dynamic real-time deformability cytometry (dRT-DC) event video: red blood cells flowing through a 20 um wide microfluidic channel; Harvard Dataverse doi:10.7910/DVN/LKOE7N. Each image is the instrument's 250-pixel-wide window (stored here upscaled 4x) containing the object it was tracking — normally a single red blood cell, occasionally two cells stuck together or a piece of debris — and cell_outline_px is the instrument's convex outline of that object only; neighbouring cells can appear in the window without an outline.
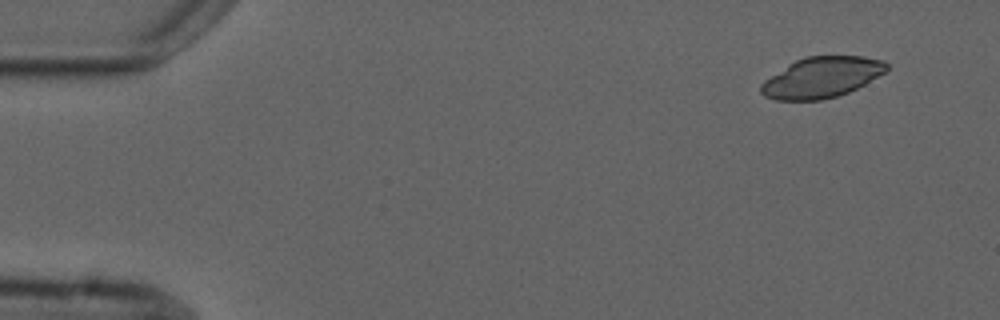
{"species": "common noctule bat (a hibernating species)", "species_latin": "Nyctalus noctula", "temperature_condition": "cold", "stored_images_in_passage": 4, "camera_frame_rate_fps": 3000, "um_per_image_px": 0.085, "animal": {"sex": "male", "forearm_length_mm": 52.5}, "frame": {"image": 1, "passage_image": 1, "time_ms": 0.0, "image_size_px": [1000, 320], "cell_outline_px": [[888, 68], [884, 72], [864, 84], [848, 92], [836, 96], [820, 100], [776, 100], [764, 96], [760, 92], [760, 84], [764, 80], [788, 64], [804, 56], [864, 56], [884, 60], [888, 64]], "centroid_in_image_um": [69.81, 6.57], "position_along_channel_um": 15.2, "area_um2": 29.71}}